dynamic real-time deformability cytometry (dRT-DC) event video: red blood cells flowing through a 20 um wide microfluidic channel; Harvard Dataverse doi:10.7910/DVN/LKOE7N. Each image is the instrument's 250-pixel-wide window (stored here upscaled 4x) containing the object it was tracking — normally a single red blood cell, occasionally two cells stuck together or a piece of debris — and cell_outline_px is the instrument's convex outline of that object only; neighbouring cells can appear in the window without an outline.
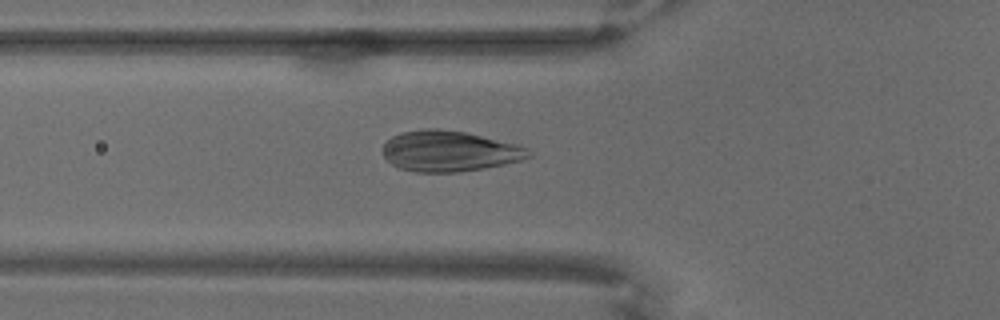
{"species": "common noctule bat (a hibernating species)", "species_latin": "Nyctalus noctula", "temperature_condition": "warm", "stored_images_in_passage": 69, "camera_frame_rate_fps": 3000, "um_per_image_px": 0.085, "animal": {"sex": "male", "body_mass_g": 18.8}, "frame": {"image": 1, "passage_image": 25, "time_ms": 8.0, "image_size_px": [1000, 320], "cell_outline_px": [[532, 156], [520, 160], [504, 164], [484, 168], [460, 172], [416, 172], [400, 168], [392, 164], [384, 156], [380, 148], [392, 136], [400, 132], [428, 128], [436, 128], [464, 132], [520, 144], [528, 148], [532, 152]], "centroid_in_image_um": [38.2, 12.84], "position_along_channel_um": 87.6, "area_um2": 34.8}}
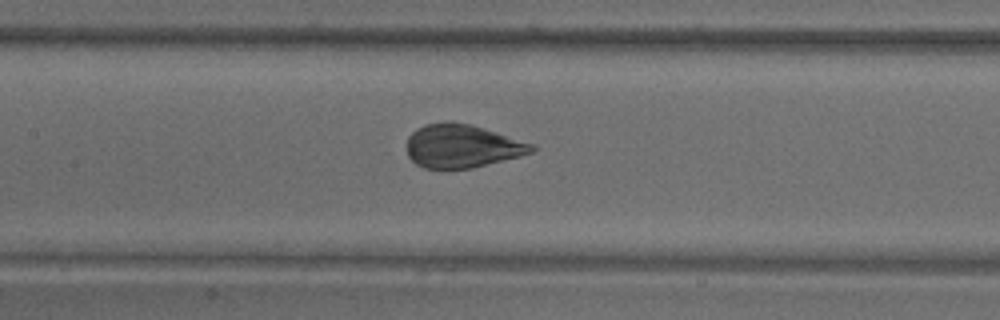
{"frame": {"image": 2, "passage_image": 33, "time_ms": 10.667, "image_size_px": [1000, 320], "cell_outline_px": [[536, 148], [532, 152], [520, 156], [472, 168], [424, 168], [416, 164], [408, 156], [408, 136], [416, 128], [424, 124], [472, 124], [536, 144]], "centroid_in_image_um": [39.32, 12.43], "position_along_channel_um": 168.1, "area_um2": 31.1}}
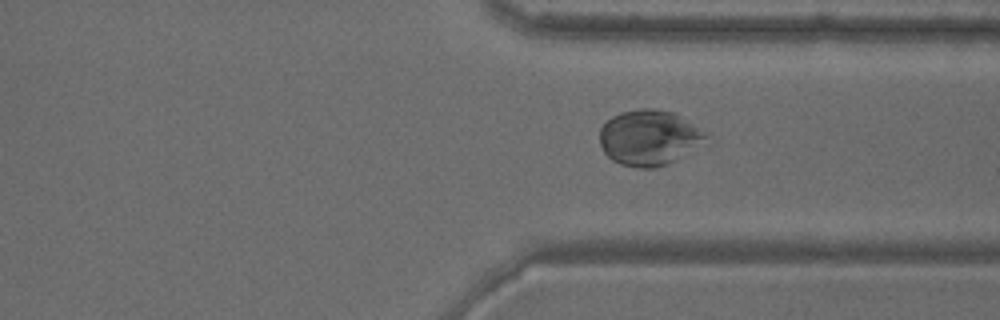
{"frame": {"image": 3, "passage_image": 52, "time_ms": 17.0, "image_size_px": [1000, 320], "cell_outline_px": [[712, 144], [668, 164], [656, 168], [636, 168], [620, 164], [612, 160], [604, 152], [600, 144], [600, 128], [612, 116], [620, 112], [644, 108], [652, 108], [676, 112], [708, 132]], "centroid_in_image_um": [55.32, 11.72], "position_along_channel_um": 356.1, "area_um2": 35.72}}